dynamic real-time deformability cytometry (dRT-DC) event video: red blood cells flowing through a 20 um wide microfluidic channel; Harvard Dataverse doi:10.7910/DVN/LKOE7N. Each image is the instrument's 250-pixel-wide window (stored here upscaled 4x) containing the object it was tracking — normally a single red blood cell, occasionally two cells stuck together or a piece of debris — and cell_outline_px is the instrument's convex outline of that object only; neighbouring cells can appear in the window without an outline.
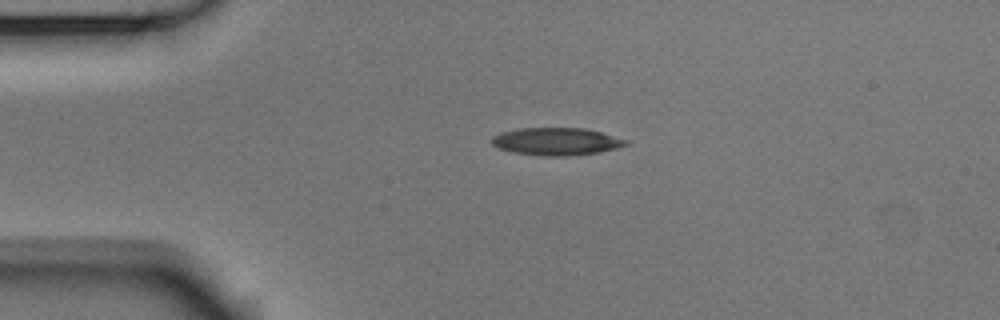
{"species": "Egyptian fruit bat (a non-hibernating species)", "species_latin": "Rousettus aegyptiacus", "temperature_condition": "room temperature", "stored_images_in_passage": 43, "camera_frame_rate_fps": 3000, "um_per_image_px": 0.085, "animal": {"sex": "male"}, "frame": {"image": 1, "passage_image": 1, "time_ms": 0.0, "image_size_px": [1000, 320], "cell_outline_px": [[628, 144], [616, 148], [600, 152], [564, 156], [544, 156], [512, 152], [500, 148], [492, 144], [488, 140], [492, 136], [500, 132], [516, 128], [584, 128], [600, 132], [628, 140]], "centroid_in_image_um": [47.24, 12.02], "position_along_channel_um": 37.8, "area_um2": 21.56}}
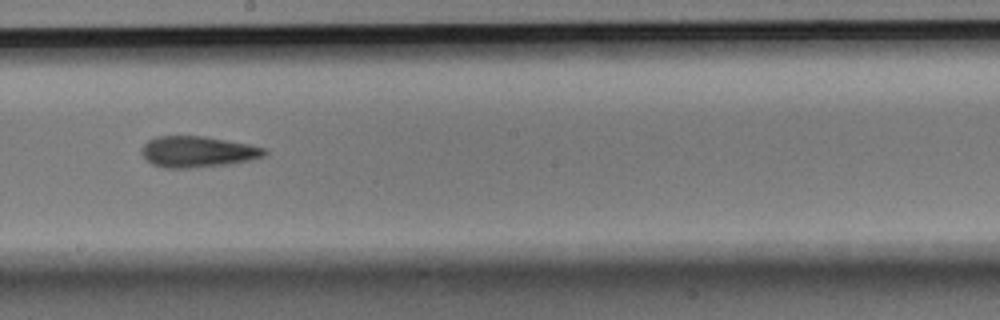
{"frame": {"image": 2, "passage_image": 19, "time_ms": 6.0, "image_size_px": [1000, 320], "cell_outline_px": [[268, 152], [264, 156], [248, 160], [228, 164], [188, 168], [164, 168], [152, 164], [140, 152], [140, 148], [148, 140], [156, 136], [204, 136], [248, 144], [264, 148]], "centroid_in_image_um": [16.76, 12.89], "position_along_channel_um": 231.4, "area_um2": 22.14}}
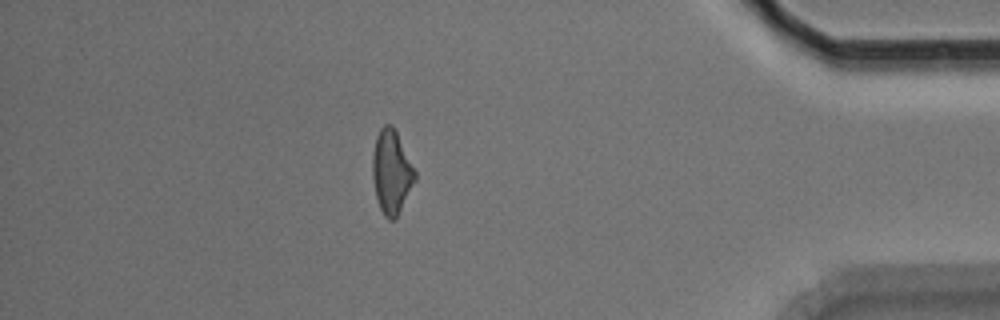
{"frame": {"image": 3, "passage_image": 36, "time_ms": 11.667, "image_size_px": [1000, 320], "cell_outline_px": [[416, 180], [396, 220], [388, 220], [384, 216], [380, 208], [376, 196], [372, 176], [372, 156], [376, 136], [380, 128], [384, 124], [392, 124], [416, 172]], "centroid_in_image_um": [33.27, 14.64], "position_along_channel_um": 401.9, "area_um2": 20.75}, "authors_computed_cell_mechanics": {"area_um2": 21.5016, "velocity_mm_per_s": 3.7226, "shape_relaxation_time_tau1_ms": 6.9958, "shape_relaxation_time_tau2_ms": 5.571, "deformation_change_tau1": 0.1917, "deformation_change_tau2": 0.1884}}